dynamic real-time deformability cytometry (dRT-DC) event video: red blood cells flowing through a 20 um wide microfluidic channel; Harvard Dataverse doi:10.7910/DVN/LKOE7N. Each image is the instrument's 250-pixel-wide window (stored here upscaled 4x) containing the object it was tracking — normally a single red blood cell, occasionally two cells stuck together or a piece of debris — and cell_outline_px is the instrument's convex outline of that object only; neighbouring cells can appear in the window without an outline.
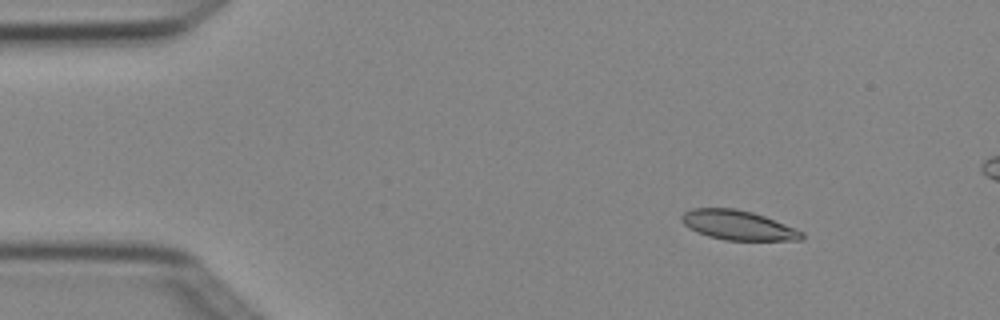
{"species": "Egyptian fruit bat (a non-hibernating species)", "species_latin": "Rousettus aegyptiacus", "temperature_condition": "cold", "stored_images_in_passage": 5, "camera_frame_rate_fps": 3000, "um_per_image_px": 0.085, "animal": {"sex": "female"}, "frame": {"image": 1, "passage_image": 2, "time_ms": 0.333, "image_size_px": [1000, 320], "cell_outline_px": [[804, 240], [724, 240], [708, 236], [696, 232], [688, 228], [680, 220], [680, 216], [684, 212], [692, 208], [736, 208], [752, 212], [764, 216], [796, 228], [804, 232]], "centroid_in_image_um": [62.72, 19.14], "position_along_channel_um": 22.3, "area_um2": 20.87}}